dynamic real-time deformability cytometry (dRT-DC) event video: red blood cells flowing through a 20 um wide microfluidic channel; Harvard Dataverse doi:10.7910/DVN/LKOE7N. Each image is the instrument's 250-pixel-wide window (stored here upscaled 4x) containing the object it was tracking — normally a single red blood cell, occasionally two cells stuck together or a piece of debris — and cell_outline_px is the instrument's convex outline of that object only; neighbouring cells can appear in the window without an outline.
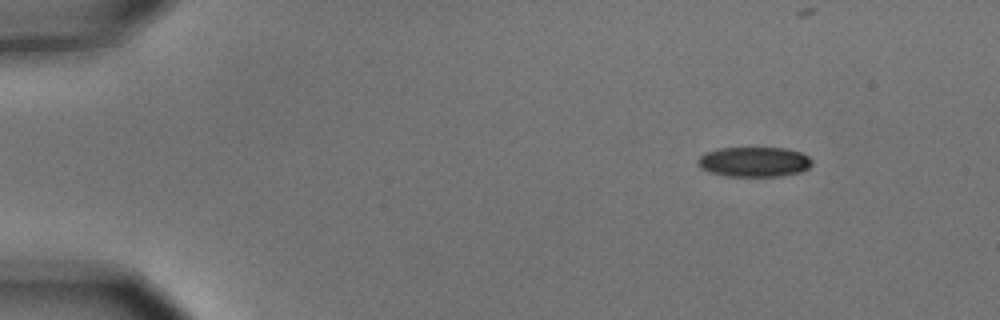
{"species": "common noctule bat (a hibernating species)", "species_latin": "Nyctalus noctula", "temperature_condition": "cold", "stored_images_in_passage": 6, "camera_frame_rate_fps": 3000, "um_per_image_px": 0.085, "animal": {"sex": "male", "body_mass_g": 15.6}, "frame": {"image": 1, "passage_image": 1, "time_ms": 0.0, "image_size_px": [1000, 320], "cell_outline_px": [[812, 164], [808, 168], [800, 172], [780, 176], [728, 176], [708, 172], [700, 168], [696, 164], [696, 160], [704, 152], [720, 148], [784, 148], [800, 152], [808, 156], [812, 160]], "centroid_in_image_um": [64.06, 13.76], "position_along_channel_um": 20.9, "area_um2": 20.06}}
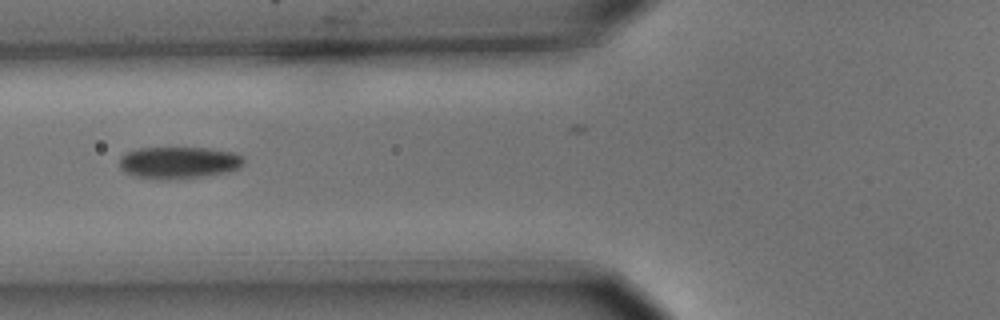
{"frame": {"image": 2, "passage_image": 5, "time_ms": 1.333, "image_size_px": [1000, 320], "cell_outline_px": [[244, 164], [240, 168], [224, 172], [204, 176], [180, 180], [160, 180], [136, 176], [124, 172], [120, 168], [120, 156], [124, 152], [140, 148], [208, 148], [232, 152], [244, 156]], "centroid_in_image_um": [15.18, 13.83], "position_along_channel_um": 110.6, "area_um2": 23.47}}
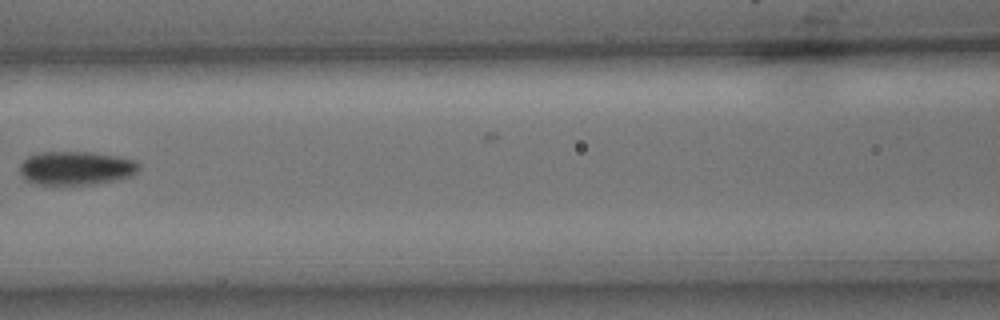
{"frame": {"image": 3, "passage_image": 6, "time_ms": 1.667, "image_size_px": [1000, 320], "cell_outline_px": [[140, 168], [132, 176], [92, 184], [40, 184], [28, 180], [20, 172], [20, 164], [28, 156], [40, 152], [92, 152], [116, 156], [136, 160], [140, 164]], "centroid_in_image_um": [6.5, 14.27], "position_along_channel_um": 160.1, "area_um2": 23.12}}